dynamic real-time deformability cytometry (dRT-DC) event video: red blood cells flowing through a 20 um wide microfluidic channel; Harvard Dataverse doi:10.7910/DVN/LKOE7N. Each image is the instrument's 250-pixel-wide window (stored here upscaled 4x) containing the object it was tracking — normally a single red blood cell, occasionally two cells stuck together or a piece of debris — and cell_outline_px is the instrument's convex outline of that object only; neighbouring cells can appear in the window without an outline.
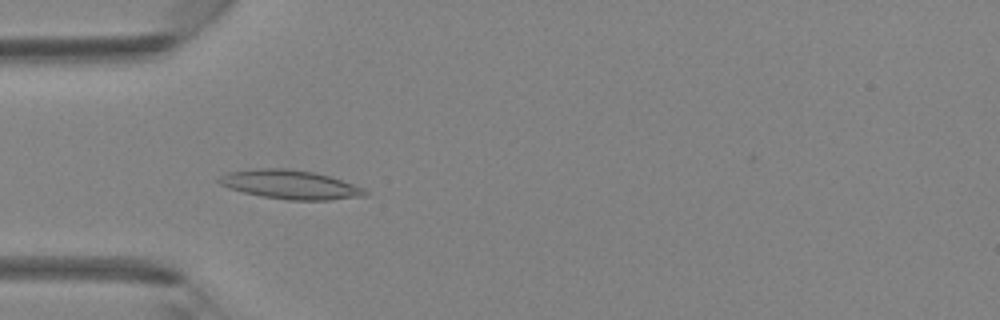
{"species": "Egyptian fruit bat (a non-hibernating species)", "species_latin": "Rousettus aegyptiacus", "temperature_condition": "room temperature", "stored_images_in_passage": 42, "camera_frame_rate_fps": 3000, "um_per_image_px": 0.085, "animal": {"sex": "female"}, "frame": {"image": 1, "passage_image": 13, "time_ms": 4.0, "image_size_px": [1000, 320], "cell_outline_px": [[368, 196], [328, 200], [288, 200], [260, 196], [228, 188], [220, 184], [216, 180], [220, 176], [228, 172], [256, 168], [288, 168], [312, 172], [328, 176], [364, 188], [368, 192]], "centroid_in_image_um": [24.65, 15.69], "position_along_channel_um": 60.4, "area_um2": 24.62}}
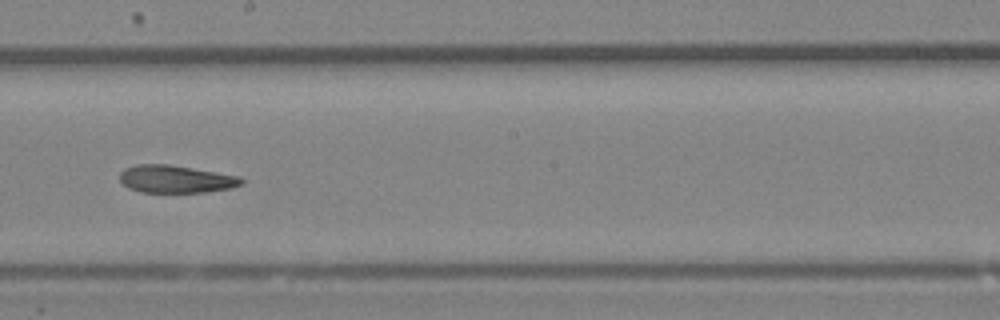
{"frame": {"image": 2, "passage_image": 24, "time_ms": 7.667, "image_size_px": [1000, 320], "cell_outline_px": [[244, 180], [240, 184], [232, 188], [204, 192], [140, 192], [128, 188], [120, 180], [120, 172], [124, 168], [136, 164], [168, 164], [240, 176]], "centroid_in_image_um": [14.92, 15.22], "position_along_channel_um": 233.3, "area_um2": 19.54}}
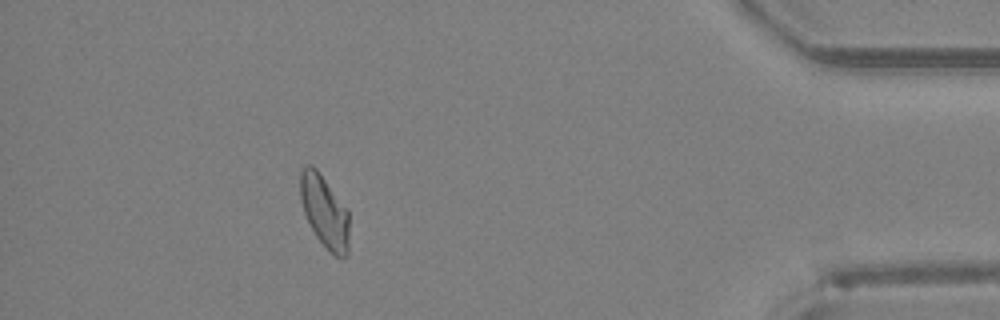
{"frame": {"image": 3, "passage_image": 38, "time_ms": 12.333, "image_size_px": [1000, 320], "cell_outline_px": [[348, 256], [336, 256], [328, 252], [316, 236], [304, 212], [300, 200], [300, 172], [304, 164], [312, 164], [320, 172], [348, 208]], "centroid_in_image_um": [27.58, 17.93], "position_along_channel_um": 407.6, "area_um2": 20.92}}